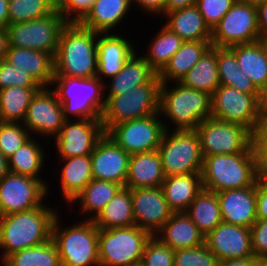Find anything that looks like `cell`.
Returning a JSON list of instances; mask_svg holds the SVG:
<instances>
[{
    "instance_id": "1",
    "label": "cell",
    "mask_w": 267,
    "mask_h": 266,
    "mask_svg": "<svg viewBox=\"0 0 267 266\" xmlns=\"http://www.w3.org/2000/svg\"><path fill=\"white\" fill-rule=\"evenodd\" d=\"M44 203L32 210L0 216L1 262L23 248L35 247L51 239L58 209Z\"/></svg>"
},
{
    "instance_id": "2",
    "label": "cell",
    "mask_w": 267,
    "mask_h": 266,
    "mask_svg": "<svg viewBox=\"0 0 267 266\" xmlns=\"http://www.w3.org/2000/svg\"><path fill=\"white\" fill-rule=\"evenodd\" d=\"M98 34L78 22H68L59 36L54 56V77H96Z\"/></svg>"
},
{
    "instance_id": "3",
    "label": "cell",
    "mask_w": 267,
    "mask_h": 266,
    "mask_svg": "<svg viewBox=\"0 0 267 266\" xmlns=\"http://www.w3.org/2000/svg\"><path fill=\"white\" fill-rule=\"evenodd\" d=\"M211 113L210 94L185 87L180 82L172 87H168V83L160 84L159 114L167 120H162L166 130H195L203 120L211 118Z\"/></svg>"
},
{
    "instance_id": "4",
    "label": "cell",
    "mask_w": 267,
    "mask_h": 266,
    "mask_svg": "<svg viewBox=\"0 0 267 266\" xmlns=\"http://www.w3.org/2000/svg\"><path fill=\"white\" fill-rule=\"evenodd\" d=\"M203 157L201 179L205 190L242 189L255 185L259 178L252 144L241 153Z\"/></svg>"
},
{
    "instance_id": "5",
    "label": "cell",
    "mask_w": 267,
    "mask_h": 266,
    "mask_svg": "<svg viewBox=\"0 0 267 266\" xmlns=\"http://www.w3.org/2000/svg\"><path fill=\"white\" fill-rule=\"evenodd\" d=\"M58 214L52 226L51 239L60 257L61 266H100L98 250L99 228L93 220L77 221L61 227Z\"/></svg>"
},
{
    "instance_id": "6",
    "label": "cell",
    "mask_w": 267,
    "mask_h": 266,
    "mask_svg": "<svg viewBox=\"0 0 267 266\" xmlns=\"http://www.w3.org/2000/svg\"><path fill=\"white\" fill-rule=\"evenodd\" d=\"M50 87H54L62 104L65 119L101 118L105 107L104 82L98 77H54Z\"/></svg>"
},
{
    "instance_id": "7",
    "label": "cell",
    "mask_w": 267,
    "mask_h": 266,
    "mask_svg": "<svg viewBox=\"0 0 267 266\" xmlns=\"http://www.w3.org/2000/svg\"><path fill=\"white\" fill-rule=\"evenodd\" d=\"M152 235L136 225L115 229H99L100 266H138Z\"/></svg>"
},
{
    "instance_id": "8",
    "label": "cell",
    "mask_w": 267,
    "mask_h": 266,
    "mask_svg": "<svg viewBox=\"0 0 267 266\" xmlns=\"http://www.w3.org/2000/svg\"><path fill=\"white\" fill-rule=\"evenodd\" d=\"M160 84H141L117 96H105L101 122L105 133L119 123L159 114Z\"/></svg>"
},
{
    "instance_id": "9",
    "label": "cell",
    "mask_w": 267,
    "mask_h": 266,
    "mask_svg": "<svg viewBox=\"0 0 267 266\" xmlns=\"http://www.w3.org/2000/svg\"><path fill=\"white\" fill-rule=\"evenodd\" d=\"M158 151L165 177L202 171L204 157L195 130H166Z\"/></svg>"
},
{
    "instance_id": "10",
    "label": "cell",
    "mask_w": 267,
    "mask_h": 266,
    "mask_svg": "<svg viewBox=\"0 0 267 266\" xmlns=\"http://www.w3.org/2000/svg\"><path fill=\"white\" fill-rule=\"evenodd\" d=\"M67 23L62 14L52 12L42 18L8 24V46L44 51L55 56L60 33Z\"/></svg>"
},
{
    "instance_id": "11",
    "label": "cell",
    "mask_w": 267,
    "mask_h": 266,
    "mask_svg": "<svg viewBox=\"0 0 267 266\" xmlns=\"http://www.w3.org/2000/svg\"><path fill=\"white\" fill-rule=\"evenodd\" d=\"M261 94H248L229 86L219 85L211 95V117L238 123L252 133L258 129Z\"/></svg>"
},
{
    "instance_id": "12",
    "label": "cell",
    "mask_w": 267,
    "mask_h": 266,
    "mask_svg": "<svg viewBox=\"0 0 267 266\" xmlns=\"http://www.w3.org/2000/svg\"><path fill=\"white\" fill-rule=\"evenodd\" d=\"M195 131L203 156L241 153L252 144V132L248 128L212 117L203 120Z\"/></svg>"
},
{
    "instance_id": "13",
    "label": "cell",
    "mask_w": 267,
    "mask_h": 266,
    "mask_svg": "<svg viewBox=\"0 0 267 266\" xmlns=\"http://www.w3.org/2000/svg\"><path fill=\"white\" fill-rule=\"evenodd\" d=\"M49 188L41 179L9 172L0 179V216L42 206Z\"/></svg>"
},
{
    "instance_id": "14",
    "label": "cell",
    "mask_w": 267,
    "mask_h": 266,
    "mask_svg": "<svg viewBox=\"0 0 267 266\" xmlns=\"http://www.w3.org/2000/svg\"><path fill=\"white\" fill-rule=\"evenodd\" d=\"M160 114L114 125L106 134L128 154L158 150L166 129Z\"/></svg>"
},
{
    "instance_id": "15",
    "label": "cell",
    "mask_w": 267,
    "mask_h": 266,
    "mask_svg": "<svg viewBox=\"0 0 267 266\" xmlns=\"http://www.w3.org/2000/svg\"><path fill=\"white\" fill-rule=\"evenodd\" d=\"M257 8L237 0L212 30L211 45L230 47L257 42Z\"/></svg>"
},
{
    "instance_id": "16",
    "label": "cell",
    "mask_w": 267,
    "mask_h": 266,
    "mask_svg": "<svg viewBox=\"0 0 267 266\" xmlns=\"http://www.w3.org/2000/svg\"><path fill=\"white\" fill-rule=\"evenodd\" d=\"M65 120L62 104L55 92L51 87H42L33 96L22 124L33 137L35 134L38 139L44 137L42 140L45 139V142L42 145H45L49 143V139H54L60 133Z\"/></svg>"
},
{
    "instance_id": "17",
    "label": "cell",
    "mask_w": 267,
    "mask_h": 266,
    "mask_svg": "<svg viewBox=\"0 0 267 266\" xmlns=\"http://www.w3.org/2000/svg\"><path fill=\"white\" fill-rule=\"evenodd\" d=\"M105 135L101 118L66 119L54 140L58 158L91 155Z\"/></svg>"
},
{
    "instance_id": "18",
    "label": "cell",
    "mask_w": 267,
    "mask_h": 266,
    "mask_svg": "<svg viewBox=\"0 0 267 266\" xmlns=\"http://www.w3.org/2000/svg\"><path fill=\"white\" fill-rule=\"evenodd\" d=\"M135 225L152 236L174 213L168 206L162 187L131 189Z\"/></svg>"
},
{
    "instance_id": "19",
    "label": "cell",
    "mask_w": 267,
    "mask_h": 266,
    "mask_svg": "<svg viewBox=\"0 0 267 266\" xmlns=\"http://www.w3.org/2000/svg\"><path fill=\"white\" fill-rule=\"evenodd\" d=\"M204 243L218 261L254 257L251 228L222 222L204 237Z\"/></svg>"
},
{
    "instance_id": "20",
    "label": "cell",
    "mask_w": 267,
    "mask_h": 266,
    "mask_svg": "<svg viewBox=\"0 0 267 266\" xmlns=\"http://www.w3.org/2000/svg\"><path fill=\"white\" fill-rule=\"evenodd\" d=\"M130 156L105 133L91 153L94 179L125 187Z\"/></svg>"
},
{
    "instance_id": "21",
    "label": "cell",
    "mask_w": 267,
    "mask_h": 266,
    "mask_svg": "<svg viewBox=\"0 0 267 266\" xmlns=\"http://www.w3.org/2000/svg\"><path fill=\"white\" fill-rule=\"evenodd\" d=\"M137 49L119 33H99L97 38V76L101 81L114 77ZM105 77V79L103 78ZM103 78V79H102Z\"/></svg>"
},
{
    "instance_id": "22",
    "label": "cell",
    "mask_w": 267,
    "mask_h": 266,
    "mask_svg": "<svg viewBox=\"0 0 267 266\" xmlns=\"http://www.w3.org/2000/svg\"><path fill=\"white\" fill-rule=\"evenodd\" d=\"M222 221L251 228L256 216V184L217 192Z\"/></svg>"
},
{
    "instance_id": "23",
    "label": "cell",
    "mask_w": 267,
    "mask_h": 266,
    "mask_svg": "<svg viewBox=\"0 0 267 266\" xmlns=\"http://www.w3.org/2000/svg\"><path fill=\"white\" fill-rule=\"evenodd\" d=\"M136 52L124 63L121 71L104 83V96L121 95L141 84H161L158 74Z\"/></svg>"
},
{
    "instance_id": "24",
    "label": "cell",
    "mask_w": 267,
    "mask_h": 266,
    "mask_svg": "<svg viewBox=\"0 0 267 266\" xmlns=\"http://www.w3.org/2000/svg\"><path fill=\"white\" fill-rule=\"evenodd\" d=\"M132 7V0H95L78 23L97 33H113Z\"/></svg>"
},
{
    "instance_id": "25",
    "label": "cell",
    "mask_w": 267,
    "mask_h": 266,
    "mask_svg": "<svg viewBox=\"0 0 267 266\" xmlns=\"http://www.w3.org/2000/svg\"><path fill=\"white\" fill-rule=\"evenodd\" d=\"M5 60L29 73L42 87H50L55 76L54 56L48 52L8 46Z\"/></svg>"
},
{
    "instance_id": "26",
    "label": "cell",
    "mask_w": 267,
    "mask_h": 266,
    "mask_svg": "<svg viewBox=\"0 0 267 266\" xmlns=\"http://www.w3.org/2000/svg\"><path fill=\"white\" fill-rule=\"evenodd\" d=\"M155 237L174 251L204 243V235L185 212L173 213Z\"/></svg>"
},
{
    "instance_id": "27",
    "label": "cell",
    "mask_w": 267,
    "mask_h": 266,
    "mask_svg": "<svg viewBox=\"0 0 267 266\" xmlns=\"http://www.w3.org/2000/svg\"><path fill=\"white\" fill-rule=\"evenodd\" d=\"M165 175L158 150L132 154L125 187L130 189L161 187Z\"/></svg>"
},
{
    "instance_id": "28",
    "label": "cell",
    "mask_w": 267,
    "mask_h": 266,
    "mask_svg": "<svg viewBox=\"0 0 267 266\" xmlns=\"http://www.w3.org/2000/svg\"><path fill=\"white\" fill-rule=\"evenodd\" d=\"M61 159L59 174L60 192L64 202L71 203L73 199L94 179L91 155L75 156Z\"/></svg>"
},
{
    "instance_id": "29",
    "label": "cell",
    "mask_w": 267,
    "mask_h": 266,
    "mask_svg": "<svg viewBox=\"0 0 267 266\" xmlns=\"http://www.w3.org/2000/svg\"><path fill=\"white\" fill-rule=\"evenodd\" d=\"M164 24L183 41H211L212 30L205 23L196 5L167 12Z\"/></svg>"
},
{
    "instance_id": "30",
    "label": "cell",
    "mask_w": 267,
    "mask_h": 266,
    "mask_svg": "<svg viewBox=\"0 0 267 266\" xmlns=\"http://www.w3.org/2000/svg\"><path fill=\"white\" fill-rule=\"evenodd\" d=\"M161 187L169 208L174 213L185 212L203 190L201 173L165 177Z\"/></svg>"
},
{
    "instance_id": "31",
    "label": "cell",
    "mask_w": 267,
    "mask_h": 266,
    "mask_svg": "<svg viewBox=\"0 0 267 266\" xmlns=\"http://www.w3.org/2000/svg\"><path fill=\"white\" fill-rule=\"evenodd\" d=\"M211 46V41H184L181 48L158 74L160 82L168 84L180 82Z\"/></svg>"
},
{
    "instance_id": "32",
    "label": "cell",
    "mask_w": 267,
    "mask_h": 266,
    "mask_svg": "<svg viewBox=\"0 0 267 266\" xmlns=\"http://www.w3.org/2000/svg\"><path fill=\"white\" fill-rule=\"evenodd\" d=\"M122 187L117 183L93 179L73 199L70 206L73 203L76 205L78 201L77 205L80 207L78 211L82 212V215L85 214L84 220H94Z\"/></svg>"
},
{
    "instance_id": "33",
    "label": "cell",
    "mask_w": 267,
    "mask_h": 266,
    "mask_svg": "<svg viewBox=\"0 0 267 266\" xmlns=\"http://www.w3.org/2000/svg\"><path fill=\"white\" fill-rule=\"evenodd\" d=\"M37 140L36 135L34 138L32 136L8 158L9 172L41 179L46 185H49V181H45L40 175L41 171H44L43 167L46 166L44 163L47 158L45 159L44 150H47V148Z\"/></svg>"
},
{
    "instance_id": "34",
    "label": "cell",
    "mask_w": 267,
    "mask_h": 266,
    "mask_svg": "<svg viewBox=\"0 0 267 266\" xmlns=\"http://www.w3.org/2000/svg\"><path fill=\"white\" fill-rule=\"evenodd\" d=\"M93 222L99 229H115L135 225L131 189L122 187Z\"/></svg>"
},
{
    "instance_id": "35",
    "label": "cell",
    "mask_w": 267,
    "mask_h": 266,
    "mask_svg": "<svg viewBox=\"0 0 267 266\" xmlns=\"http://www.w3.org/2000/svg\"><path fill=\"white\" fill-rule=\"evenodd\" d=\"M180 83L185 87L204 91L212 95L220 85L217 66V47L211 46L195 66L182 78Z\"/></svg>"
},
{
    "instance_id": "36",
    "label": "cell",
    "mask_w": 267,
    "mask_h": 266,
    "mask_svg": "<svg viewBox=\"0 0 267 266\" xmlns=\"http://www.w3.org/2000/svg\"><path fill=\"white\" fill-rule=\"evenodd\" d=\"M236 56L239 67L262 92L267 87V58L258 42L229 47Z\"/></svg>"
},
{
    "instance_id": "37",
    "label": "cell",
    "mask_w": 267,
    "mask_h": 266,
    "mask_svg": "<svg viewBox=\"0 0 267 266\" xmlns=\"http://www.w3.org/2000/svg\"><path fill=\"white\" fill-rule=\"evenodd\" d=\"M185 213L204 237L223 222L217 193L205 189L197 195Z\"/></svg>"
},
{
    "instance_id": "38",
    "label": "cell",
    "mask_w": 267,
    "mask_h": 266,
    "mask_svg": "<svg viewBox=\"0 0 267 266\" xmlns=\"http://www.w3.org/2000/svg\"><path fill=\"white\" fill-rule=\"evenodd\" d=\"M217 66L220 85L248 94H261L253 81L239 67L235 53L229 47H217Z\"/></svg>"
},
{
    "instance_id": "39",
    "label": "cell",
    "mask_w": 267,
    "mask_h": 266,
    "mask_svg": "<svg viewBox=\"0 0 267 266\" xmlns=\"http://www.w3.org/2000/svg\"><path fill=\"white\" fill-rule=\"evenodd\" d=\"M148 44L146 54H140L159 74L168 64L170 58L181 48L184 41L165 25L162 26L153 40ZM150 46V47H149Z\"/></svg>"
},
{
    "instance_id": "40",
    "label": "cell",
    "mask_w": 267,
    "mask_h": 266,
    "mask_svg": "<svg viewBox=\"0 0 267 266\" xmlns=\"http://www.w3.org/2000/svg\"><path fill=\"white\" fill-rule=\"evenodd\" d=\"M41 88L6 87L0 90V122L23 123L28 106Z\"/></svg>"
},
{
    "instance_id": "41",
    "label": "cell",
    "mask_w": 267,
    "mask_h": 266,
    "mask_svg": "<svg viewBox=\"0 0 267 266\" xmlns=\"http://www.w3.org/2000/svg\"><path fill=\"white\" fill-rule=\"evenodd\" d=\"M2 266H61L58 250L52 241L35 246L23 248L7 256Z\"/></svg>"
},
{
    "instance_id": "42",
    "label": "cell",
    "mask_w": 267,
    "mask_h": 266,
    "mask_svg": "<svg viewBox=\"0 0 267 266\" xmlns=\"http://www.w3.org/2000/svg\"><path fill=\"white\" fill-rule=\"evenodd\" d=\"M52 13L46 0H14L9 2V24L42 18Z\"/></svg>"
},
{
    "instance_id": "43",
    "label": "cell",
    "mask_w": 267,
    "mask_h": 266,
    "mask_svg": "<svg viewBox=\"0 0 267 266\" xmlns=\"http://www.w3.org/2000/svg\"><path fill=\"white\" fill-rule=\"evenodd\" d=\"M32 137L22 123L0 122V153L7 159Z\"/></svg>"
},
{
    "instance_id": "44",
    "label": "cell",
    "mask_w": 267,
    "mask_h": 266,
    "mask_svg": "<svg viewBox=\"0 0 267 266\" xmlns=\"http://www.w3.org/2000/svg\"><path fill=\"white\" fill-rule=\"evenodd\" d=\"M218 259L205 243L174 251V266H218Z\"/></svg>"
},
{
    "instance_id": "45",
    "label": "cell",
    "mask_w": 267,
    "mask_h": 266,
    "mask_svg": "<svg viewBox=\"0 0 267 266\" xmlns=\"http://www.w3.org/2000/svg\"><path fill=\"white\" fill-rule=\"evenodd\" d=\"M140 266H174V250L152 236L145 246Z\"/></svg>"
},
{
    "instance_id": "46",
    "label": "cell",
    "mask_w": 267,
    "mask_h": 266,
    "mask_svg": "<svg viewBox=\"0 0 267 266\" xmlns=\"http://www.w3.org/2000/svg\"><path fill=\"white\" fill-rule=\"evenodd\" d=\"M11 86L42 88L29 73L16 68L5 59L0 60V90Z\"/></svg>"
},
{
    "instance_id": "47",
    "label": "cell",
    "mask_w": 267,
    "mask_h": 266,
    "mask_svg": "<svg viewBox=\"0 0 267 266\" xmlns=\"http://www.w3.org/2000/svg\"><path fill=\"white\" fill-rule=\"evenodd\" d=\"M237 0H197L196 6L211 30L232 8Z\"/></svg>"
},
{
    "instance_id": "48",
    "label": "cell",
    "mask_w": 267,
    "mask_h": 266,
    "mask_svg": "<svg viewBox=\"0 0 267 266\" xmlns=\"http://www.w3.org/2000/svg\"><path fill=\"white\" fill-rule=\"evenodd\" d=\"M251 241L255 258L267 256V219H257L251 226Z\"/></svg>"
},
{
    "instance_id": "49",
    "label": "cell",
    "mask_w": 267,
    "mask_h": 266,
    "mask_svg": "<svg viewBox=\"0 0 267 266\" xmlns=\"http://www.w3.org/2000/svg\"><path fill=\"white\" fill-rule=\"evenodd\" d=\"M95 0H70L68 7L61 13L68 22H79L89 11Z\"/></svg>"
},
{
    "instance_id": "50",
    "label": "cell",
    "mask_w": 267,
    "mask_h": 266,
    "mask_svg": "<svg viewBox=\"0 0 267 266\" xmlns=\"http://www.w3.org/2000/svg\"><path fill=\"white\" fill-rule=\"evenodd\" d=\"M256 216L267 219V178L259 177L256 182Z\"/></svg>"
},
{
    "instance_id": "51",
    "label": "cell",
    "mask_w": 267,
    "mask_h": 266,
    "mask_svg": "<svg viewBox=\"0 0 267 266\" xmlns=\"http://www.w3.org/2000/svg\"><path fill=\"white\" fill-rule=\"evenodd\" d=\"M258 176L267 178V140H252Z\"/></svg>"
},
{
    "instance_id": "52",
    "label": "cell",
    "mask_w": 267,
    "mask_h": 266,
    "mask_svg": "<svg viewBox=\"0 0 267 266\" xmlns=\"http://www.w3.org/2000/svg\"><path fill=\"white\" fill-rule=\"evenodd\" d=\"M166 2L167 0H132V5L133 6H139L142 12L151 14L152 16L158 18L166 14ZM135 4V5H134Z\"/></svg>"
},
{
    "instance_id": "53",
    "label": "cell",
    "mask_w": 267,
    "mask_h": 266,
    "mask_svg": "<svg viewBox=\"0 0 267 266\" xmlns=\"http://www.w3.org/2000/svg\"><path fill=\"white\" fill-rule=\"evenodd\" d=\"M256 8L259 36H267V0Z\"/></svg>"
},
{
    "instance_id": "54",
    "label": "cell",
    "mask_w": 267,
    "mask_h": 266,
    "mask_svg": "<svg viewBox=\"0 0 267 266\" xmlns=\"http://www.w3.org/2000/svg\"><path fill=\"white\" fill-rule=\"evenodd\" d=\"M218 266H257V258L249 257L245 259L219 261Z\"/></svg>"
},
{
    "instance_id": "55",
    "label": "cell",
    "mask_w": 267,
    "mask_h": 266,
    "mask_svg": "<svg viewBox=\"0 0 267 266\" xmlns=\"http://www.w3.org/2000/svg\"><path fill=\"white\" fill-rule=\"evenodd\" d=\"M197 0H167L166 13L196 5Z\"/></svg>"
},
{
    "instance_id": "56",
    "label": "cell",
    "mask_w": 267,
    "mask_h": 266,
    "mask_svg": "<svg viewBox=\"0 0 267 266\" xmlns=\"http://www.w3.org/2000/svg\"><path fill=\"white\" fill-rule=\"evenodd\" d=\"M252 140H267V114H261L258 129L252 133Z\"/></svg>"
},
{
    "instance_id": "57",
    "label": "cell",
    "mask_w": 267,
    "mask_h": 266,
    "mask_svg": "<svg viewBox=\"0 0 267 266\" xmlns=\"http://www.w3.org/2000/svg\"><path fill=\"white\" fill-rule=\"evenodd\" d=\"M9 24V2L0 0V28H5Z\"/></svg>"
},
{
    "instance_id": "58",
    "label": "cell",
    "mask_w": 267,
    "mask_h": 266,
    "mask_svg": "<svg viewBox=\"0 0 267 266\" xmlns=\"http://www.w3.org/2000/svg\"><path fill=\"white\" fill-rule=\"evenodd\" d=\"M70 0H46L52 12L62 13L69 5Z\"/></svg>"
},
{
    "instance_id": "59",
    "label": "cell",
    "mask_w": 267,
    "mask_h": 266,
    "mask_svg": "<svg viewBox=\"0 0 267 266\" xmlns=\"http://www.w3.org/2000/svg\"><path fill=\"white\" fill-rule=\"evenodd\" d=\"M8 48V34L5 28H0V60L5 59Z\"/></svg>"
},
{
    "instance_id": "60",
    "label": "cell",
    "mask_w": 267,
    "mask_h": 266,
    "mask_svg": "<svg viewBox=\"0 0 267 266\" xmlns=\"http://www.w3.org/2000/svg\"><path fill=\"white\" fill-rule=\"evenodd\" d=\"M8 173V159L0 153V179Z\"/></svg>"
},
{
    "instance_id": "61",
    "label": "cell",
    "mask_w": 267,
    "mask_h": 266,
    "mask_svg": "<svg viewBox=\"0 0 267 266\" xmlns=\"http://www.w3.org/2000/svg\"><path fill=\"white\" fill-rule=\"evenodd\" d=\"M260 114H267V87L261 92Z\"/></svg>"
},
{
    "instance_id": "62",
    "label": "cell",
    "mask_w": 267,
    "mask_h": 266,
    "mask_svg": "<svg viewBox=\"0 0 267 266\" xmlns=\"http://www.w3.org/2000/svg\"><path fill=\"white\" fill-rule=\"evenodd\" d=\"M258 44L260 45L264 55L267 58V36H259L257 39Z\"/></svg>"
},
{
    "instance_id": "63",
    "label": "cell",
    "mask_w": 267,
    "mask_h": 266,
    "mask_svg": "<svg viewBox=\"0 0 267 266\" xmlns=\"http://www.w3.org/2000/svg\"><path fill=\"white\" fill-rule=\"evenodd\" d=\"M239 1L257 7L260 4L264 3L266 0H239Z\"/></svg>"
},
{
    "instance_id": "64",
    "label": "cell",
    "mask_w": 267,
    "mask_h": 266,
    "mask_svg": "<svg viewBox=\"0 0 267 266\" xmlns=\"http://www.w3.org/2000/svg\"><path fill=\"white\" fill-rule=\"evenodd\" d=\"M257 266H267V256L258 258Z\"/></svg>"
}]
</instances>
